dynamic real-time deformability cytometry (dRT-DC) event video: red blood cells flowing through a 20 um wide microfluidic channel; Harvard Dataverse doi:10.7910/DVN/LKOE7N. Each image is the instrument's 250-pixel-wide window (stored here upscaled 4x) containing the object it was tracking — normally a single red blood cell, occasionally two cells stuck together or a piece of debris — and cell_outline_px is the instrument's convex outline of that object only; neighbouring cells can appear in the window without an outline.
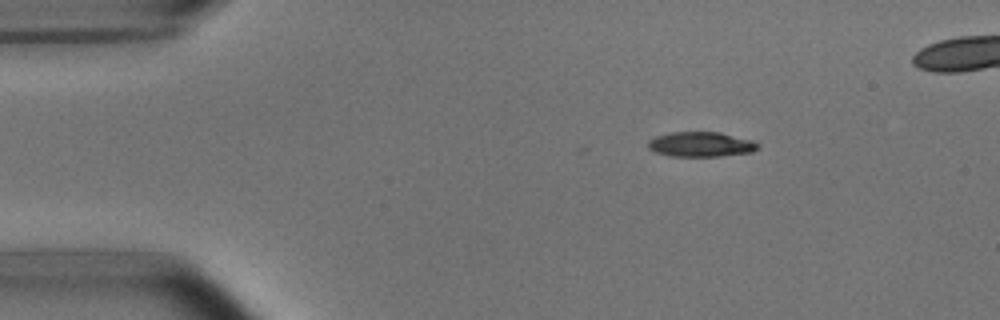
{"species": "common noctule bat (a hibernating species)", "species_latin": "Nyctalus noctula", "temperature_condition": "room temperature", "stored_images_in_passage": 4, "camera_frame_rate_fps": 3000, "um_per_image_px": 0.085, "animal": {"sex": "male", "body_mass_g": 15.6}, "frame": {"image": 1, "passage_image": 1, "time_ms": 0.0, "image_size_px": [1000, 320], "cell_outline_px": [[760, 148], [752, 152], [720, 156], [668, 156], [656, 152], [648, 148], [648, 140], [656, 136], [672, 132], [720, 132], [752, 140], [760, 144]], "centroid_in_image_um": [59.59, 12.27], "position_along_channel_um": 25.4, "area_um2": 16.01}}